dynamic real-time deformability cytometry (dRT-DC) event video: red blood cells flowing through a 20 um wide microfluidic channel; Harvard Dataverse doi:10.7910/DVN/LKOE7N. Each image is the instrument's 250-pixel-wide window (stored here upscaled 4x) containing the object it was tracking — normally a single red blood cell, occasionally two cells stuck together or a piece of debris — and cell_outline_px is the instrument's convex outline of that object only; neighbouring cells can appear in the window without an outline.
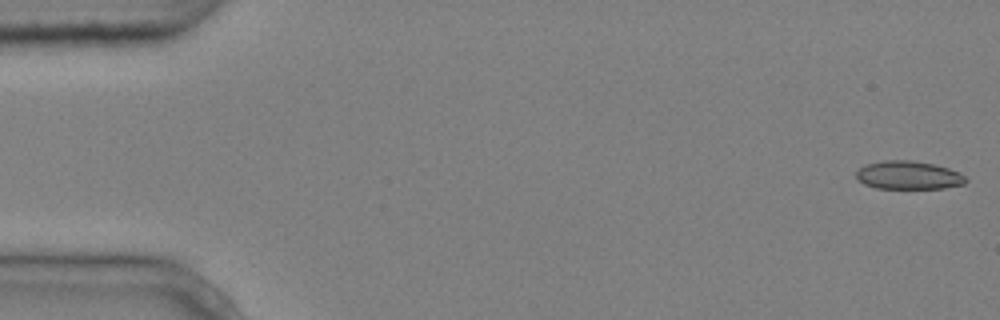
{"species": "common noctule bat (a hibernating species)", "species_latin": "Nyctalus noctula", "temperature_condition": "cold", "stored_images_in_passage": 4, "camera_frame_rate_fps": 3000, "um_per_image_px": 0.085, "animal": {"sex": "male", "body_mass_g": 20.4}, "frame": {"image": 1, "passage_image": 1, "time_ms": 0.0, "image_size_px": [1000, 320], "cell_outline_px": [[968, 180], [964, 184], [944, 188], [876, 188], [864, 184], [856, 176], [856, 172], [864, 164], [884, 160], [912, 160], [932, 164], [948, 168], [960, 172]], "centroid_in_image_um": [77.22, 14.89], "position_along_channel_um": 7.8, "area_um2": 18.03}}